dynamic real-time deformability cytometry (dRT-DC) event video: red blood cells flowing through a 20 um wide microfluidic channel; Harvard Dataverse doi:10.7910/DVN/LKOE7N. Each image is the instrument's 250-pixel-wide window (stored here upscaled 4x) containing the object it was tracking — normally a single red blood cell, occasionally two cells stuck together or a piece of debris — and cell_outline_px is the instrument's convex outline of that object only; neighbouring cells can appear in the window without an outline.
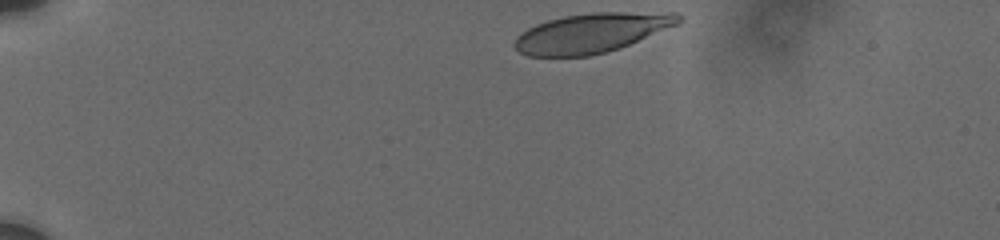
{"species": "human", "species_latin": "Homo sapiens", "temperature_condition": "cold", "stored_images_in_passage": 35, "camera_frame_rate_fps": 3000, "um_per_image_px": 0.085, "donor": {"sex": "male"}, "frame": {"image": 1, "passage_image": 1, "time_ms": 0.0, "image_size_px": [1000, 240], "cell_outline_px": [[680, 20], [676, 24], [620, 48], [588, 56], [528, 56], [520, 52], [512, 44], [516, 36], [528, 28], [536, 24], [548, 20], [564, 16], [592, 12], [680, 12]], "centroid_in_image_um": [50.25, 2.79], "position_along_channel_um": 34.8, "area_um2": 37.51}}
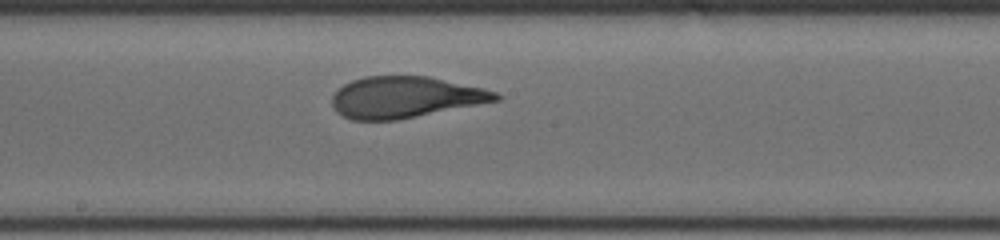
{"frame": {"image": 2, "passage_image": 16, "time_ms": 7.0, "image_size_px": [1000, 240], "cell_outline_px": [[500, 100], [396, 120], [352, 120], [336, 112], [332, 104], [332, 96], [344, 84], [352, 80], [364, 76], [428, 76], [484, 88], [496, 92], [500, 96]], "centroid_in_image_um": [34.43, 8.26], "position_along_channel_um": 213.8, "area_um2": 39.19}}
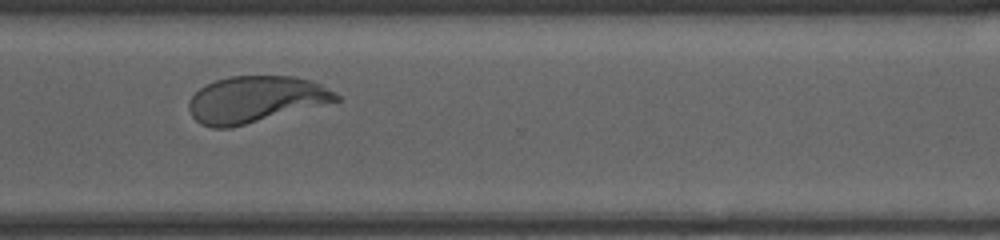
{"frame": {"image": 3, "passage_image": 34, "time_ms": 10.667, "image_size_px": [1000, 240], "cell_outline_px": [[340, 100], [232, 128], [212, 128], [200, 124], [192, 116], [188, 108], [188, 100], [200, 88], [216, 80], [228, 76], [296, 76], [312, 80], [320, 84], [340, 96]], "centroid_in_image_um": [21.68, 8.45], "position_along_channel_um": 348.9, "area_um2": 39.82}}